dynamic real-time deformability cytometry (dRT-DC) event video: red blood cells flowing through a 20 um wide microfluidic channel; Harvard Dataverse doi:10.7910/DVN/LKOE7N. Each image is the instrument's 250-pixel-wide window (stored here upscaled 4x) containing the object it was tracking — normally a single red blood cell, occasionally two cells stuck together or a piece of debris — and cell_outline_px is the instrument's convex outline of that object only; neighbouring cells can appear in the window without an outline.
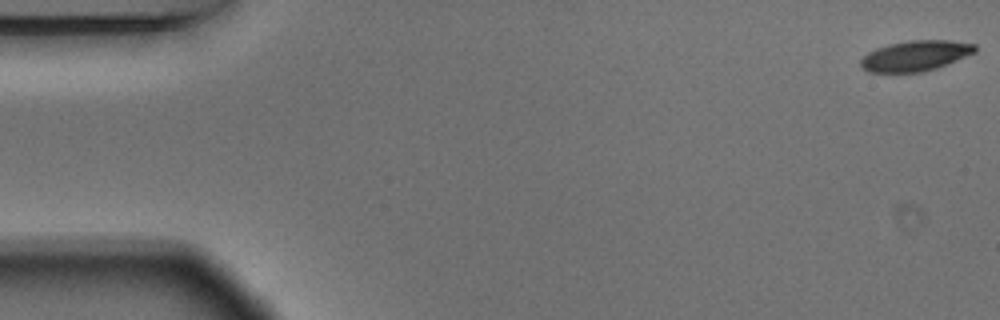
{"species": "Egyptian fruit bat (a non-hibernating species)", "species_latin": "Rousettus aegyptiacus", "temperature_condition": "warm", "stored_images_in_passage": 55, "camera_frame_rate_fps": 3000, "um_per_image_px": 0.085, "animal": {"sex": "male"}, "frame": {"image": 1, "passage_image": 1, "time_ms": 0.0, "image_size_px": [1000, 320], "cell_outline_px": [[976, 52], [936, 68], [924, 72], [868, 72], [860, 68], [860, 60], [868, 52], [876, 48], [888, 44], [908, 40], [948, 40], [976, 44]], "centroid_in_image_um": [77.78, 4.74], "position_along_channel_um": 7.2, "area_um2": 20.35}}
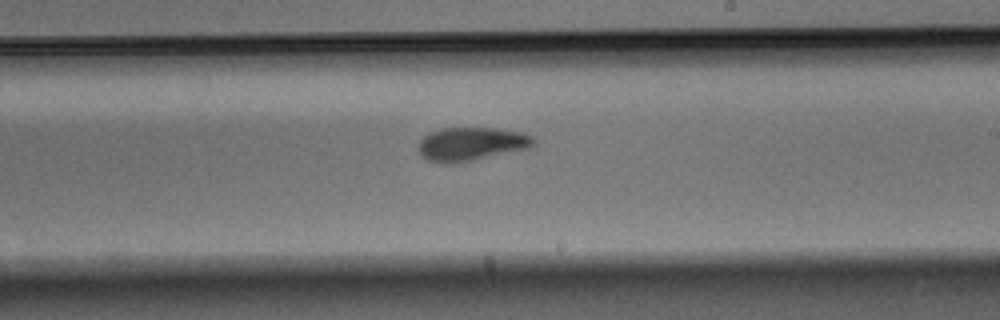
{"frame": {"image": 2, "passage_image": 32, "time_ms": 10.333, "image_size_px": [1000, 320], "cell_outline_px": [[536, 140], [532, 148], [472, 160], [448, 164], [444, 164], [428, 160], [420, 156], [420, 140], [424, 136], [432, 132], [444, 128], [496, 128], [520, 132], [532, 136]], "centroid_in_image_um": [40.1, 12.24], "position_along_channel_um": 248.9, "area_um2": 22.37}}
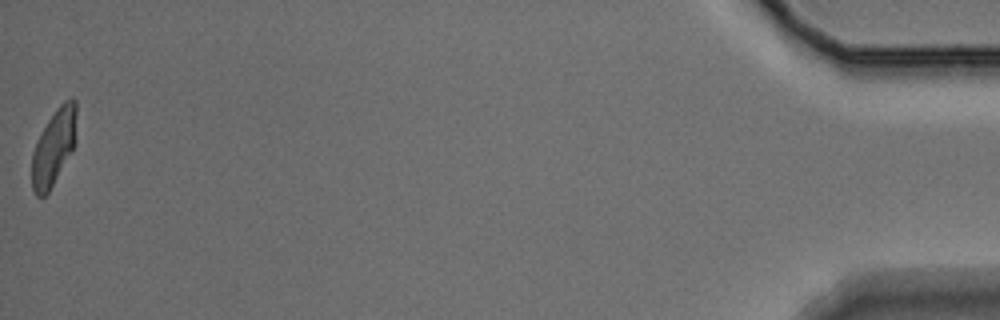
{"frame": {"image": 3, "passage_image": 55, "time_ms": 18.0, "image_size_px": [1000, 320], "cell_outline_px": [[76, 144], [72, 152], [48, 192], [44, 196], [36, 196], [32, 188], [32, 152], [36, 140], [48, 120], [56, 108], [64, 100], [72, 96], [76, 100]], "centroid_in_image_um": [4.59, 12.46], "position_along_channel_um": 430.6, "area_um2": 20.0}, "authors_computed_cell_mechanics": {"area_um2": 21.4438, "velocity_mm_per_s": 3.6691, "shape_relaxation_time_tau1_ms": 4.5117, "shape_relaxation_time_tau2_ms": 2.2803, "deformation_change_tau1": 0.1636, "deformation_change_tau2": 0.0791}}